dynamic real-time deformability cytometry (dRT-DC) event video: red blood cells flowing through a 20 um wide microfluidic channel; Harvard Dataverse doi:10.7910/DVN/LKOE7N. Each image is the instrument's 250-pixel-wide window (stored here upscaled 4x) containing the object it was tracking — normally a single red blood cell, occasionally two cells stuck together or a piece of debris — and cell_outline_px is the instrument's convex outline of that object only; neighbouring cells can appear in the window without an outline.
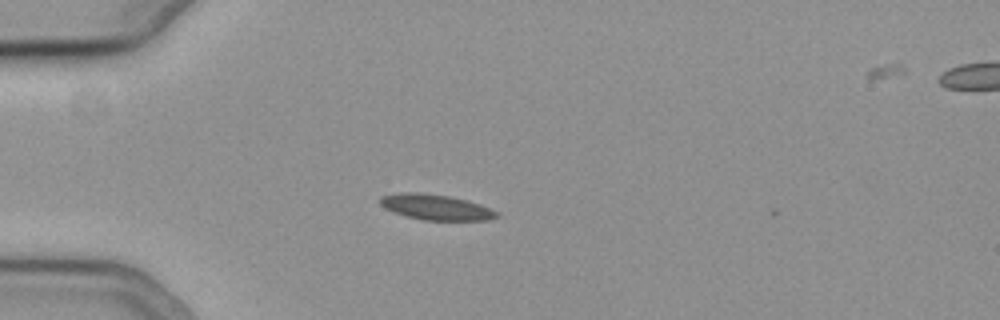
{"species": "common noctule bat (a hibernating species)", "species_latin": "Nyctalus noctula", "temperature_condition": "cold", "stored_images_in_passage": 16, "camera_frame_rate_fps": 3000, "um_per_image_px": 0.085, "animal": {"sex": "female", "body_mass_g": 19.3, "forearm_length_mm": 54.1}, "frame": {"image": 1, "passage_image": 13, "time_ms": 4.0, "image_size_px": [1000, 320], "cell_outline_px": [[500, 216], [488, 220], [424, 220], [404, 216], [392, 212], [384, 208], [380, 204], [380, 196], [400, 192], [420, 192], [448, 196], [468, 200], [480, 204], [500, 212]], "centroid_in_image_um": [37.05, 17.61], "position_along_channel_um": 48.0, "area_um2": 17.57}}